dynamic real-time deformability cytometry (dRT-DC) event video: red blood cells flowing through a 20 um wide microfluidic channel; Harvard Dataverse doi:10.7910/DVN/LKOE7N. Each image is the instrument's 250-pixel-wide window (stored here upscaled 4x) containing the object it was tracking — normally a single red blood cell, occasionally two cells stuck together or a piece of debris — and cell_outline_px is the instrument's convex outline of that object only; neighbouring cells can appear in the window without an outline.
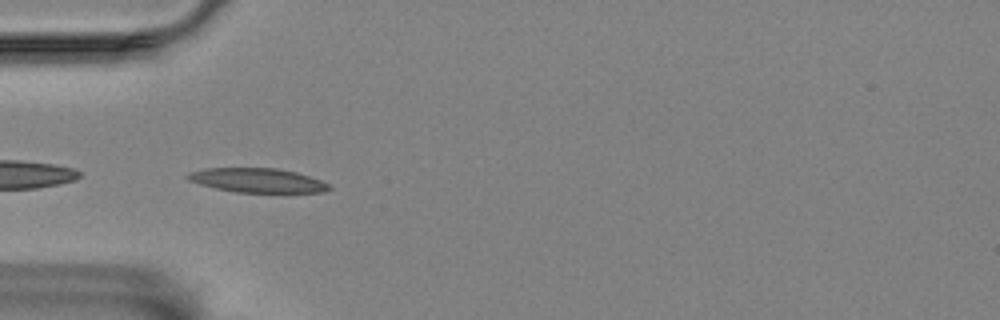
{"species": "Egyptian fruit bat (a non-hibernating species)", "species_latin": "Rousettus aegyptiacus", "temperature_condition": "room temperature", "stored_images_in_passage": 11, "camera_frame_rate_fps": 3000, "um_per_image_px": 0.085, "animal": {"sex": "female"}, "frame": {"image": 1, "passage_image": 1, "time_ms": 0.0, "image_size_px": [1000, 320], "cell_outline_px": [[332, 188], [324, 192], [236, 192], [216, 188], [200, 184], [188, 180], [184, 176], [192, 172], [208, 168], [276, 168], [296, 172], [320, 180], [328, 184]], "centroid_in_image_um": [21.88, 15.33], "position_along_channel_um": 63.1, "area_um2": 19.71}}
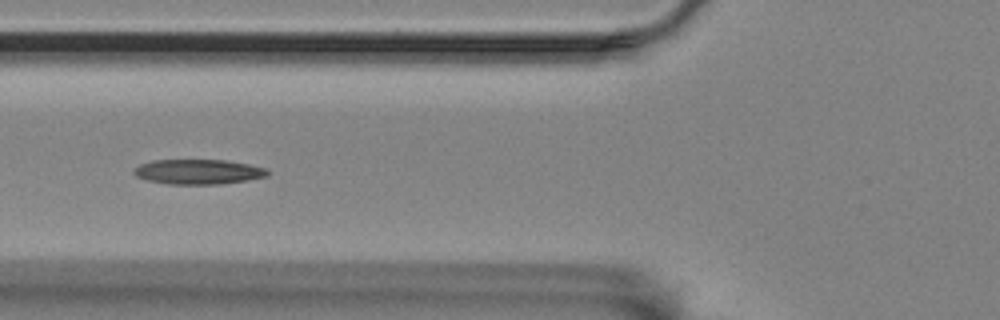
{"frame": {"image": 2, "passage_image": 5, "time_ms": 1.333, "image_size_px": [1000, 320], "cell_outline_px": [[268, 176], [248, 180], [220, 184], [168, 184], [148, 180], [136, 176], [132, 172], [140, 164], [152, 160], [224, 160], [248, 164], [264, 168], [268, 172]], "centroid_in_image_um": [16.84, 14.6], "position_along_channel_um": 109.0, "area_um2": 19.25}}
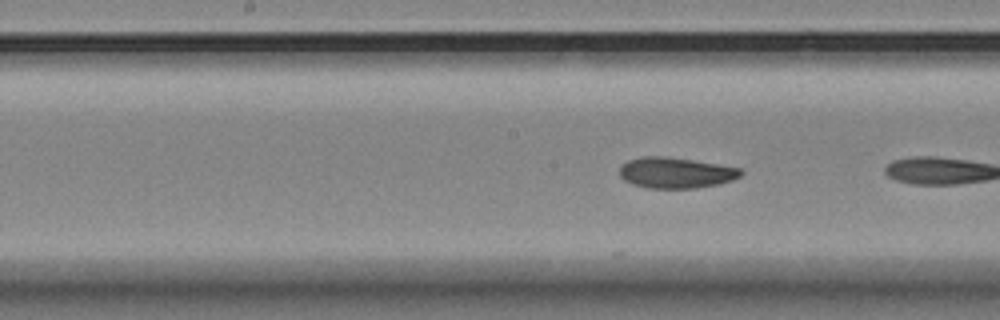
{"frame": {"image": 3, "passage_image": 10, "time_ms": 3.0, "image_size_px": [1000, 320], "cell_outline_px": [[744, 172], [740, 176], [732, 180], [716, 184], [696, 188], [648, 188], [632, 184], [624, 180], [620, 176], [620, 168], [628, 160], [640, 156], [660, 156], [692, 160], [740, 168]], "centroid_in_image_um": [57.42, 14.69], "position_along_channel_um": 190.8, "area_um2": 21.56}}